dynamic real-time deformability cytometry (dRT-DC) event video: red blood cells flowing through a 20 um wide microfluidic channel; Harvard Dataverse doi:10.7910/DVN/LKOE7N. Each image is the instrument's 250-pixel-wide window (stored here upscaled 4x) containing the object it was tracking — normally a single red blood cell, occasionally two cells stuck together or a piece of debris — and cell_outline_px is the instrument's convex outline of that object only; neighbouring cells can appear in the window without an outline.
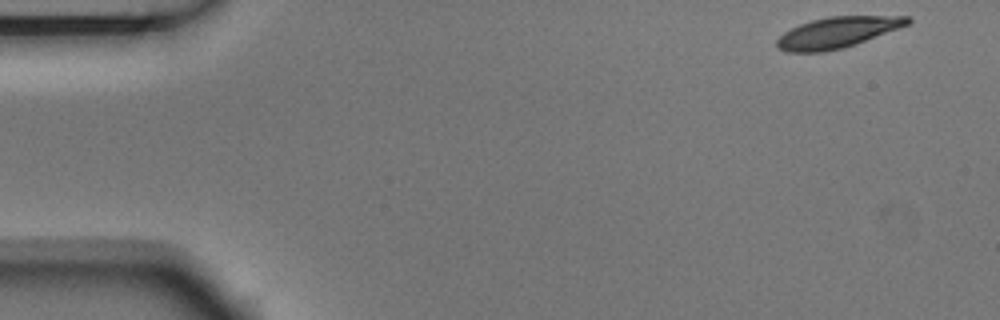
{"species": "Egyptian fruit bat (a non-hibernating species)", "species_latin": "Rousettus aegyptiacus", "temperature_condition": "room temperature", "stored_images_in_passage": 5, "camera_frame_rate_fps": 3000, "um_per_image_px": 0.085, "animal": {"sex": "male"}, "frame": {"image": 1, "passage_image": 1, "time_ms": 0.0, "image_size_px": [1000, 320], "cell_outline_px": [[912, 20], [908, 24], [856, 44], [844, 48], [824, 52], [788, 52], [776, 48], [776, 40], [784, 32], [800, 24], [812, 20], [828, 16], [908, 16]], "centroid_in_image_um": [71.13, 2.76], "position_along_channel_um": 13.9, "area_um2": 23.41}}
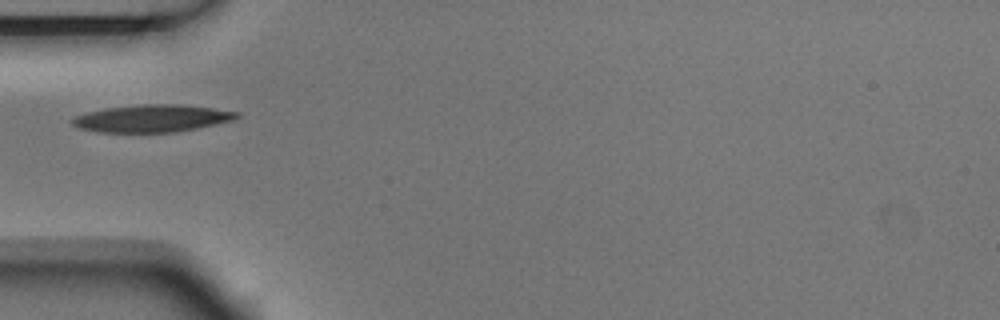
{"frame": {"image": 2, "passage_image": 5, "time_ms": 1.333, "image_size_px": [1000, 320], "cell_outline_px": [[240, 116], [236, 120], [176, 132], [96, 132], [80, 128], [72, 124], [72, 120], [76, 116], [88, 112], [108, 108], [140, 104], [180, 104], [212, 108], [240, 112]], "centroid_in_image_um": [12.98, 10.06], "position_along_channel_um": 72.0, "area_um2": 26.13}}